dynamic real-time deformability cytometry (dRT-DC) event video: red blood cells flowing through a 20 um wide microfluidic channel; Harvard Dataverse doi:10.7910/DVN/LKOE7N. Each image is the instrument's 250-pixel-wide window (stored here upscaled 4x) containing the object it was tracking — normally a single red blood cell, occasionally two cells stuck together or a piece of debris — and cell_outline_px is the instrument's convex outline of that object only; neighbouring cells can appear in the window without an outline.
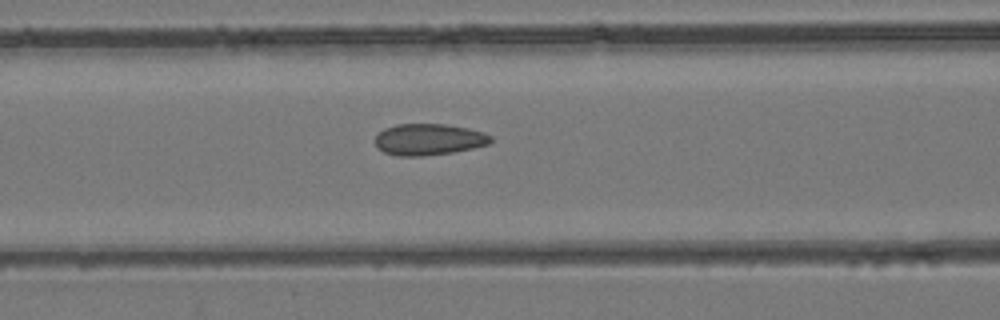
{"species": "common noctule bat (a hibernating species)", "species_latin": "Nyctalus noctula", "temperature_condition": "room temperature", "stored_images_in_passage": 47, "camera_frame_rate_fps": 3000, "um_per_image_px": 0.085, "animal": {"sex": "female", "body_mass_g": 24.6, "forearm_length_mm": 56.2}, "frame": {"image": 1, "passage_image": 20, "time_ms": 6.333, "image_size_px": [1000, 320], "cell_outline_px": [[492, 140], [488, 144], [472, 148], [452, 152], [420, 156], [396, 156], [384, 152], [376, 148], [376, 136], [384, 128], [396, 124], [444, 124], [468, 128], [484, 132], [492, 136]], "centroid_in_image_um": [36.43, 11.85], "position_along_channel_um": 130.2, "area_um2": 21.15}}
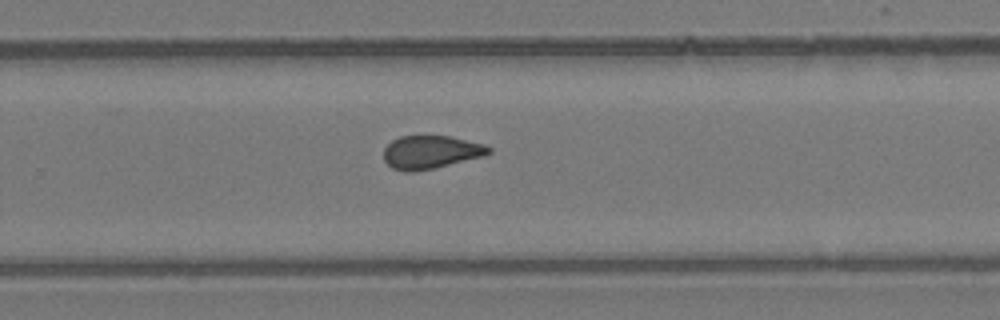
{"frame": {"image": 2, "passage_image": 31, "time_ms": 10.0, "image_size_px": [1000, 320], "cell_outline_px": [[492, 152], [484, 156], [432, 168], [412, 172], [404, 172], [392, 168], [384, 160], [384, 148], [392, 140], [400, 136], [424, 132], [448, 136], [484, 144], [492, 148]], "centroid_in_image_um": [36.59, 12.88], "position_along_channel_um": 293.2, "area_um2": 20.87}}
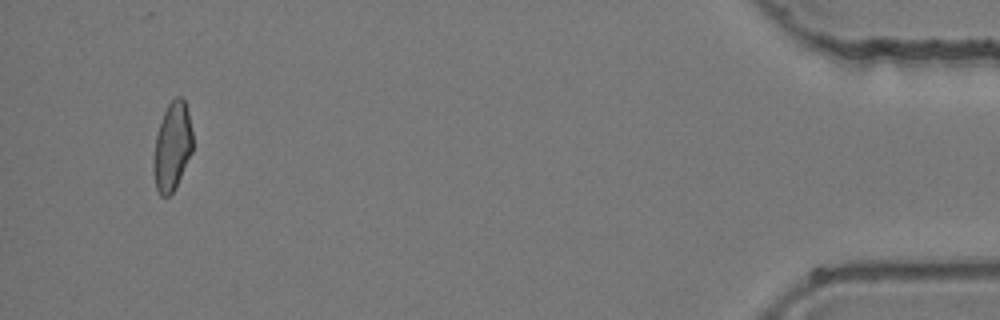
{"frame": {"image": 3, "passage_image": 45, "time_ms": 14.667, "image_size_px": [1000, 320], "cell_outline_px": [[192, 152], [176, 188], [168, 196], [160, 196], [156, 188], [152, 168], [156, 136], [164, 112], [168, 104], [176, 96], [180, 96], [184, 100], [188, 112], [192, 132]], "centroid_in_image_um": [14.63, 12.49], "position_along_channel_um": 420.6, "area_um2": 20.11}}